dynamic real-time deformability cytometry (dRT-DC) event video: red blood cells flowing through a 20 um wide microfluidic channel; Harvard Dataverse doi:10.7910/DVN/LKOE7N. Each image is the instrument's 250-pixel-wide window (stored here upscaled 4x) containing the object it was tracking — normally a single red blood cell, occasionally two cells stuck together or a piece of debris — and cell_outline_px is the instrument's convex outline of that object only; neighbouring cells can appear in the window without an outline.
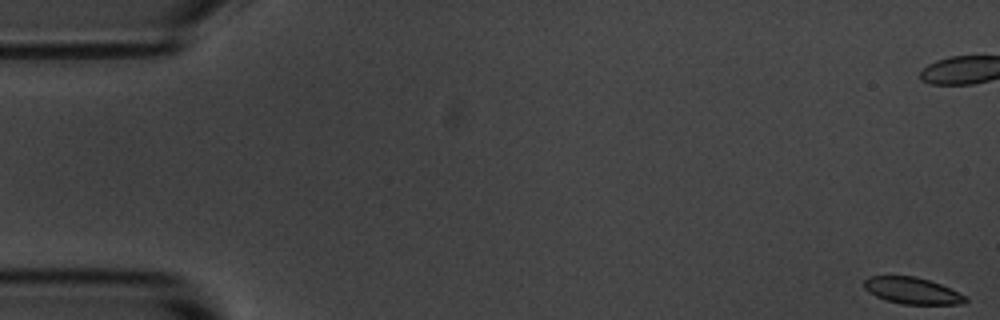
{"species": "common noctule bat (a hibernating species)", "species_latin": "Nyctalus noctula", "temperature_condition": "room temperature", "stored_images_in_passage": 7, "camera_frame_rate_fps": 3000, "um_per_image_px": 0.085, "animal": {"sex": "male", "body_mass_g": 20.1, "forearm_length_mm": 53.5}, "frame": {"image": 1, "passage_image": 1, "time_ms": 0.0, "image_size_px": [1000, 320], "cell_outline_px": [[968, 300], [964, 304], [900, 304], [884, 300], [868, 292], [864, 288], [864, 280], [868, 276], [916, 276], [940, 284], [968, 296]], "centroid_in_image_um": [77.54, 24.71], "position_along_channel_um": 7.5, "area_um2": 15.84}}
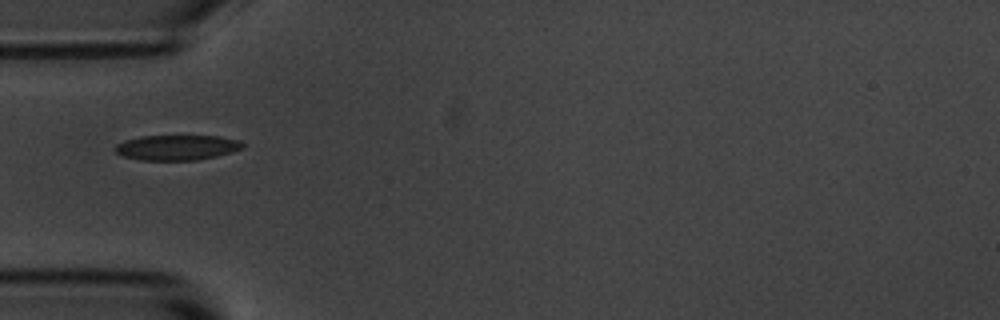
{"frame": {"image": 2, "passage_image": 6, "time_ms": 6.333, "image_size_px": [1000, 320], "cell_outline_px": [[244, 148], [232, 152], [216, 156], [196, 160], [140, 160], [124, 156], [116, 152], [116, 144], [124, 140], [140, 136], [220, 136], [240, 140], [244, 144]], "centroid_in_image_um": [15.07, 12.53], "position_along_channel_um": 69.9, "area_um2": 18.73}}